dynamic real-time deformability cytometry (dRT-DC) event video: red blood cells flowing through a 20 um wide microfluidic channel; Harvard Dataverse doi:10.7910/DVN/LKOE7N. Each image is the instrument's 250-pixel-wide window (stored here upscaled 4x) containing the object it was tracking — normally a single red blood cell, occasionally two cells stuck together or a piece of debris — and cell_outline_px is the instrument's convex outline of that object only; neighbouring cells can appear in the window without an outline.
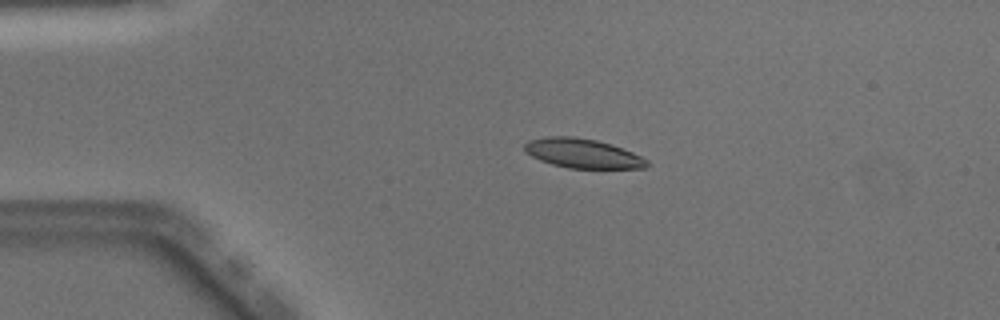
{"species": "Egyptian fruit bat (a non-hibernating species)", "species_latin": "Rousettus aegyptiacus", "temperature_condition": "warm", "stored_images_in_passage": 40, "camera_frame_rate_fps": 3000, "um_per_image_px": 0.085, "animal": {"sex": "male"}, "frame": {"image": 1, "passage_image": 1, "time_ms": 0.0, "image_size_px": [1000, 320], "cell_outline_px": [[648, 168], [568, 168], [552, 164], [540, 160], [524, 152], [524, 144], [528, 140], [544, 136], [572, 136], [596, 140], [612, 144], [632, 152], [648, 160]], "centroid_in_image_um": [49.5, 13.03], "position_along_channel_um": 35.5, "area_um2": 21.04}}
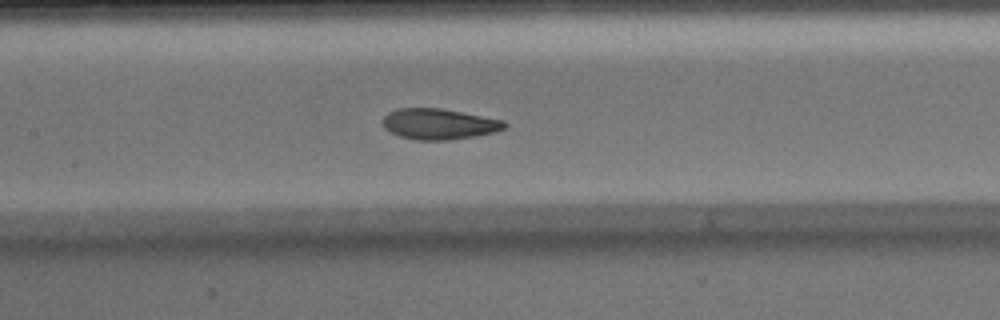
{"frame": {"image": 2, "passage_image": 14, "time_ms": 4.333, "image_size_px": [1000, 320], "cell_outline_px": [[508, 124], [504, 128], [496, 132], [476, 136], [448, 140], [416, 140], [400, 136], [384, 128], [384, 116], [388, 112], [396, 108], [440, 108], [504, 120]], "centroid_in_image_um": [37.33, 10.54], "position_along_channel_um": 170.1, "area_um2": 21.79}}
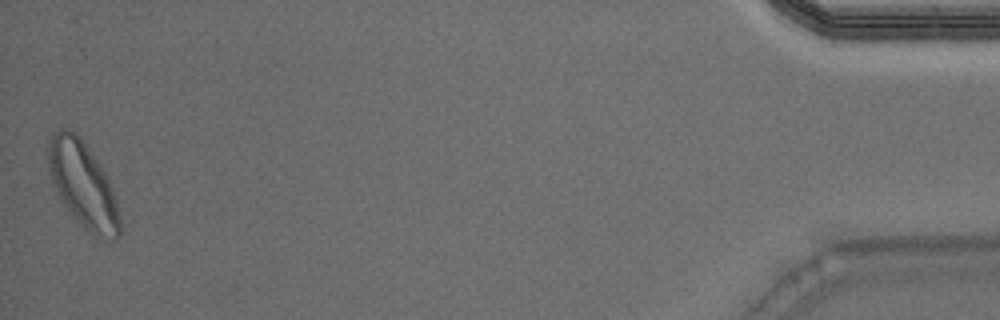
{"frame": {"image": 3, "passage_image": 40, "time_ms": 13.0, "image_size_px": [1000, 320], "cell_outline_px": [[120, 236], [116, 240], [100, 240], [92, 236], [68, 212], [56, 192], [48, 172], [48, 140], [60, 128], [68, 128], [76, 132], [80, 136], [104, 172], [112, 188], [116, 200], [120, 216]], "centroid_in_image_um": [7.05, 15.75], "position_along_channel_um": 428.2, "area_um2": 36.13}, "authors_computed_cell_mechanics": {"area_um2": 22.253, "velocity_mm_per_s": 4.0205, "shape_relaxation_time_tau1_ms": 3.1641, "shape_relaxation_time_tau2_ms": 2.2827, "deformation_change_tau1": 0.1433, "deformation_change_tau2": 0.0687}}